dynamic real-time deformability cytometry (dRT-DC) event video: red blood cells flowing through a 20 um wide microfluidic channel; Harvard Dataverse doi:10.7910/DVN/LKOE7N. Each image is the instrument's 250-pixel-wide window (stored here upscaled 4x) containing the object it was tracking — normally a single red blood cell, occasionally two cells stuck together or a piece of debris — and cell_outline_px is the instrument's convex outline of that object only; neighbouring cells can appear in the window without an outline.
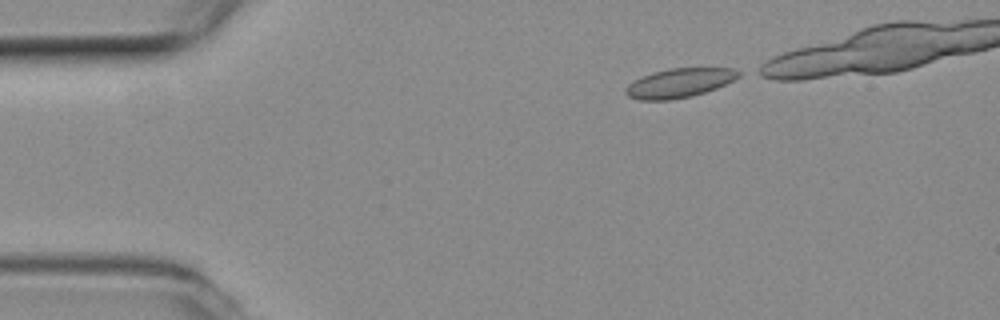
{"species": "common noctule bat (a hibernating species)", "species_latin": "Nyctalus noctula", "temperature_condition": "room temperature", "stored_images_in_passage": 4, "camera_frame_rate_fps": 3000, "um_per_image_px": 0.085, "animal": {"sex": "female", "body_mass_g": 19.3, "forearm_length_mm": 54.1}, "frame": {"image": 1, "passage_image": 1, "time_ms": 0.0, "image_size_px": [1000, 320], "cell_outline_px": [[740, 76], [716, 88], [692, 96], [668, 100], [640, 100], [628, 96], [624, 92], [624, 88], [628, 84], [652, 72], [668, 68], [732, 68], [740, 72]], "centroid_in_image_um": [57.71, 7.05], "position_along_channel_um": 27.3, "area_um2": 19.02}}